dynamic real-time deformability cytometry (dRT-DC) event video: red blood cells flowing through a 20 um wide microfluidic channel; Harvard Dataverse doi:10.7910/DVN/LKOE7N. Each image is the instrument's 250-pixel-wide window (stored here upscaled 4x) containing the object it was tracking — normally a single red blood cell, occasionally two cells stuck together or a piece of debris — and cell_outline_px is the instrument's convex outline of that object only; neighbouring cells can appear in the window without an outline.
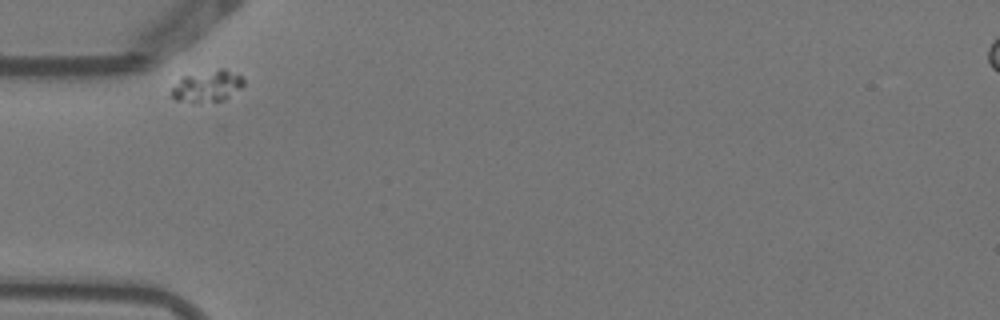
{"species": "Egyptian fruit bat (a non-hibernating species)", "species_latin": "Rousettus aegyptiacus", "temperature_condition": "warm", "stored_images_in_passage": 3, "camera_frame_rate_fps": 3000, "um_per_image_px": 0.085, "animal": {"sex": "female"}, "frame": {"image": 1, "passage_image": 1, "time_ms": 0.0, "image_size_px": [1000, 320], "cell_outline_px": [[244, 84], [240, 88], [224, 100], [176, 100], [172, 96], [172, 88], [180, 76], [220, 68], [224, 68], [244, 76]], "centroid_in_image_um": [17.65, 7.25], "position_along_channel_um": 67.3, "area_um2": 12.95}}
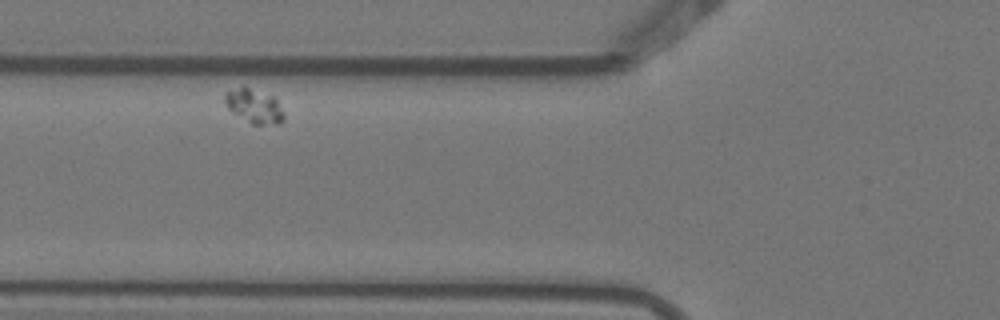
{"frame": {"image": 2, "passage_image": 2, "time_ms": 0.333, "image_size_px": [1000, 320], "cell_outline_px": [[284, 120], [276, 124], [252, 124], [232, 112], [228, 108], [224, 100], [224, 96], [228, 92], [244, 84], [276, 96], [284, 116]], "centroid_in_image_um": [21.62, 8.97], "position_along_channel_um": 104.2, "area_um2": 11.96}}